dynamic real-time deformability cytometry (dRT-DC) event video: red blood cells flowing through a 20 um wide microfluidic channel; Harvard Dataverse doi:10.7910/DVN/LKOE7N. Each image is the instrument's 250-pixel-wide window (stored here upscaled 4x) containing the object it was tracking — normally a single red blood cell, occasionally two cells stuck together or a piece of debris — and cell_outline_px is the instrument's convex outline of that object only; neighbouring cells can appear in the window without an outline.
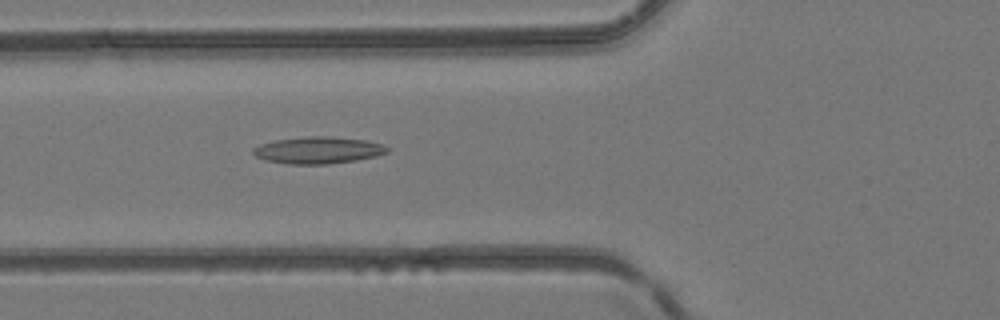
{"species": "common noctule bat (a hibernating species)", "species_latin": "Nyctalus noctula", "temperature_condition": "room temperature", "stored_images_in_passage": 27, "camera_frame_rate_fps": 3000, "um_per_image_px": 0.085, "animal": {"sex": "female", "body_mass_g": 24.6, "forearm_length_mm": 56.2}, "frame": {"image": 1, "passage_image": 19, "time_ms": 6.0, "image_size_px": [1000, 320], "cell_outline_px": [[388, 152], [376, 156], [356, 160], [328, 164], [288, 164], [264, 160], [256, 156], [252, 152], [252, 148], [260, 144], [276, 140], [308, 136], [328, 136], [364, 140], [380, 144], [388, 148]], "centroid_in_image_um": [27.0, 12.77], "position_along_channel_um": 98.8, "area_um2": 20.87}}
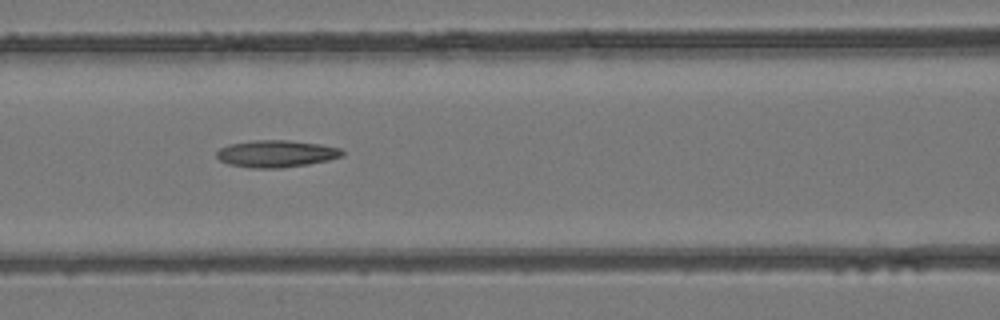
{"frame": {"image": 2, "passage_image": 22, "time_ms": 7.0, "image_size_px": [1000, 320], "cell_outline_px": [[344, 156], [328, 160], [308, 164], [280, 168], [248, 168], [228, 164], [220, 160], [216, 156], [216, 152], [220, 148], [228, 144], [256, 140], [288, 140], [320, 144], [340, 148], [344, 152]], "centroid_in_image_um": [23.47, 13.07], "position_along_channel_um": 143.1, "area_um2": 19.88}}
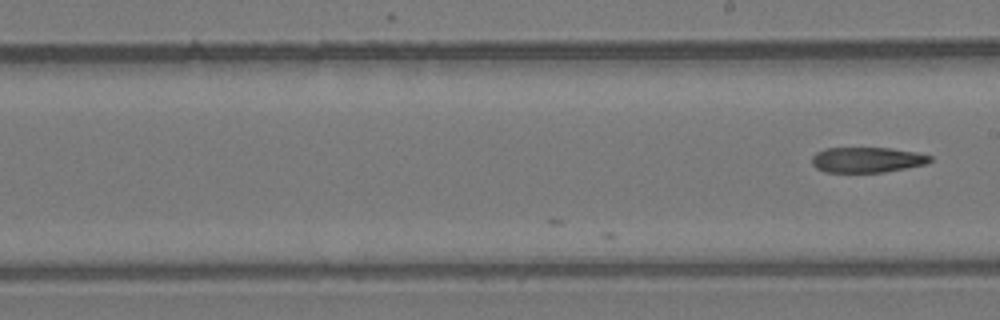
{"frame": {"image": 3, "passage_image": 27, "time_ms": 8.667, "image_size_px": [1000, 320], "cell_outline_px": [[932, 160], [928, 164], [884, 172], [824, 172], [816, 168], [812, 164], [812, 156], [816, 152], [824, 148], [888, 148], [916, 152], [932, 156]], "centroid_in_image_um": [73.7, 13.58], "position_along_channel_um": 215.3, "area_um2": 17.57}}